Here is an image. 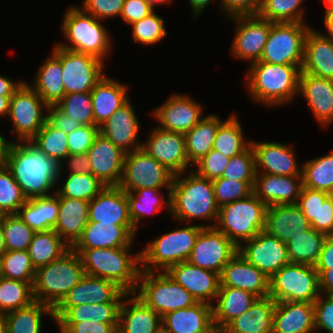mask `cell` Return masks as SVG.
Returning <instances> with one entry per match:
<instances>
[{
	"label": "cell",
	"instance_id": "cell-78",
	"mask_svg": "<svg viewBox=\"0 0 333 333\" xmlns=\"http://www.w3.org/2000/svg\"><path fill=\"white\" fill-rule=\"evenodd\" d=\"M5 252H6V248H5L4 233H3L2 225H0V258Z\"/></svg>",
	"mask_w": 333,
	"mask_h": 333
},
{
	"label": "cell",
	"instance_id": "cell-18",
	"mask_svg": "<svg viewBox=\"0 0 333 333\" xmlns=\"http://www.w3.org/2000/svg\"><path fill=\"white\" fill-rule=\"evenodd\" d=\"M238 251L250 264L269 278L281 267L290 263L286 243L264 230L244 242Z\"/></svg>",
	"mask_w": 333,
	"mask_h": 333
},
{
	"label": "cell",
	"instance_id": "cell-6",
	"mask_svg": "<svg viewBox=\"0 0 333 333\" xmlns=\"http://www.w3.org/2000/svg\"><path fill=\"white\" fill-rule=\"evenodd\" d=\"M101 21L81 8L69 7L61 24L69 44L61 42L56 45L62 49L92 55L104 62L105 57L110 54L113 40Z\"/></svg>",
	"mask_w": 333,
	"mask_h": 333
},
{
	"label": "cell",
	"instance_id": "cell-47",
	"mask_svg": "<svg viewBox=\"0 0 333 333\" xmlns=\"http://www.w3.org/2000/svg\"><path fill=\"white\" fill-rule=\"evenodd\" d=\"M250 145L251 141L248 142L244 138L237 115L233 114L219 125L212 149L232 158L245 151Z\"/></svg>",
	"mask_w": 333,
	"mask_h": 333
},
{
	"label": "cell",
	"instance_id": "cell-15",
	"mask_svg": "<svg viewBox=\"0 0 333 333\" xmlns=\"http://www.w3.org/2000/svg\"><path fill=\"white\" fill-rule=\"evenodd\" d=\"M238 252V247L215 227H203L188 262L221 274L224 266Z\"/></svg>",
	"mask_w": 333,
	"mask_h": 333
},
{
	"label": "cell",
	"instance_id": "cell-69",
	"mask_svg": "<svg viewBox=\"0 0 333 333\" xmlns=\"http://www.w3.org/2000/svg\"><path fill=\"white\" fill-rule=\"evenodd\" d=\"M47 120L64 133H70L81 127L78 122H74L69 115L63 113L56 105L48 106Z\"/></svg>",
	"mask_w": 333,
	"mask_h": 333
},
{
	"label": "cell",
	"instance_id": "cell-3",
	"mask_svg": "<svg viewBox=\"0 0 333 333\" xmlns=\"http://www.w3.org/2000/svg\"><path fill=\"white\" fill-rule=\"evenodd\" d=\"M184 174L185 172L174 175L169 215L180 223L191 224L192 219L198 218L216 223L219 207L215 201L212 180L199 176L195 171Z\"/></svg>",
	"mask_w": 333,
	"mask_h": 333
},
{
	"label": "cell",
	"instance_id": "cell-72",
	"mask_svg": "<svg viewBox=\"0 0 333 333\" xmlns=\"http://www.w3.org/2000/svg\"><path fill=\"white\" fill-rule=\"evenodd\" d=\"M319 274L321 293L333 295V267L330 269H316Z\"/></svg>",
	"mask_w": 333,
	"mask_h": 333
},
{
	"label": "cell",
	"instance_id": "cell-42",
	"mask_svg": "<svg viewBox=\"0 0 333 333\" xmlns=\"http://www.w3.org/2000/svg\"><path fill=\"white\" fill-rule=\"evenodd\" d=\"M222 122L217 115H208L202 117L198 124L184 134L186 154L191 165L212 149L218 127Z\"/></svg>",
	"mask_w": 333,
	"mask_h": 333
},
{
	"label": "cell",
	"instance_id": "cell-60",
	"mask_svg": "<svg viewBox=\"0 0 333 333\" xmlns=\"http://www.w3.org/2000/svg\"><path fill=\"white\" fill-rule=\"evenodd\" d=\"M229 157L215 149H211L205 156L194 164L199 176L214 180L220 178L230 162Z\"/></svg>",
	"mask_w": 333,
	"mask_h": 333
},
{
	"label": "cell",
	"instance_id": "cell-19",
	"mask_svg": "<svg viewBox=\"0 0 333 333\" xmlns=\"http://www.w3.org/2000/svg\"><path fill=\"white\" fill-rule=\"evenodd\" d=\"M202 110L193 98L177 93L153 110L152 115L159 122V128L185 134L200 122Z\"/></svg>",
	"mask_w": 333,
	"mask_h": 333
},
{
	"label": "cell",
	"instance_id": "cell-33",
	"mask_svg": "<svg viewBox=\"0 0 333 333\" xmlns=\"http://www.w3.org/2000/svg\"><path fill=\"white\" fill-rule=\"evenodd\" d=\"M314 304L308 302H276L272 333H313Z\"/></svg>",
	"mask_w": 333,
	"mask_h": 333
},
{
	"label": "cell",
	"instance_id": "cell-59",
	"mask_svg": "<svg viewBox=\"0 0 333 333\" xmlns=\"http://www.w3.org/2000/svg\"><path fill=\"white\" fill-rule=\"evenodd\" d=\"M256 174L255 154L250 145L245 151L230 159L221 178L241 182H255Z\"/></svg>",
	"mask_w": 333,
	"mask_h": 333
},
{
	"label": "cell",
	"instance_id": "cell-75",
	"mask_svg": "<svg viewBox=\"0 0 333 333\" xmlns=\"http://www.w3.org/2000/svg\"><path fill=\"white\" fill-rule=\"evenodd\" d=\"M324 24L326 26L328 34H322L333 42V11H325Z\"/></svg>",
	"mask_w": 333,
	"mask_h": 333
},
{
	"label": "cell",
	"instance_id": "cell-26",
	"mask_svg": "<svg viewBox=\"0 0 333 333\" xmlns=\"http://www.w3.org/2000/svg\"><path fill=\"white\" fill-rule=\"evenodd\" d=\"M137 230L134 225H115L88 221L73 249L118 248L132 246Z\"/></svg>",
	"mask_w": 333,
	"mask_h": 333
},
{
	"label": "cell",
	"instance_id": "cell-35",
	"mask_svg": "<svg viewBox=\"0 0 333 333\" xmlns=\"http://www.w3.org/2000/svg\"><path fill=\"white\" fill-rule=\"evenodd\" d=\"M127 86L104 75L91 91L95 125H103L129 101Z\"/></svg>",
	"mask_w": 333,
	"mask_h": 333
},
{
	"label": "cell",
	"instance_id": "cell-27",
	"mask_svg": "<svg viewBox=\"0 0 333 333\" xmlns=\"http://www.w3.org/2000/svg\"><path fill=\"white\" fill-rule=\"evenodd\" d=\"M298 94L307 100L321 126L328 127L333 122V80L301 72Z\"/></svg>",
	"mask_w": 333,
	"mask_h": 333
},
{
	"label": "cell",
	"instance_id": "cell-37",
	"mask_svg": "<svg viewBox=\"0 0 333 333\" xmlns=\"http://www.w3.org/2000/svg\"><path fill=\"white\" fill-rule=\"evenodd\" d=\"M52 54L38 68L34 85L31 87L48 106L56 105L65 95L62 81L61 48L57 45Z\"/></svg>",
	"mask_w": 333,
	"mask_h": 333
},
{
	"label": "cell",
	"instance_id": "cell-52",
	"mask_svg": "<svg viewBox=\"0 0 333 333\" xmlns=\"http://www.w3.org/2000/svg\"><path fill=\"white\" fill-rule=\"evenodd\" d=\"M0 261L3 277L34 284L36 269L27 250L6 251Z\"/></svg>",
	"mask_w": 333,
	"mask_h": 333
},
{
	"label": "cell",
	"instance_id": "cell-57",
	"mask_svg": "<svg viewBox=\"0 0 333 333\" xmlns=\"http://www.w3.org/2000/svg\"><path fill=\"white\" fill-rule=\"evenodd\" d=\"M212 182L215 201L219 208L223 205L247 198L253 193L255 183L241 182L221 177L212 180Z\"/></svg>",
	"mask_w": 333,
	"mask_h": 333
},
{
	"label": "cell",
	"instance_id": "cell-55",
	"mask_svg": "<svg viewBox=\"0 0 333 333\" xmlns=\"http://www.w3.org/2000/svg\"><path fill=\"white\" fill-rule=\"evenodd\" d=\"M2 229L6 251L27 250L35 234L17 214L5 215Z\"/></svg>",
	"mask_w": 333,
	"mask_h": 333
},
{
	"label": "cell",
	"instance_id": "cell-65",
	"mask_svg": "<svg viewBox=\"0 0 333 333\" xmlns=\"http://www.w3.org/2000/svg\"><path fill=\"white\" fill-rule=\"evenodd\" d=\"M313 304L315 330L323 329L333 333V295L326 294L325 296V294L321 293Z\"/></svg>",
	"mask_w": 333,
	"mask_h": 333
},
{
	"label": "cell",
	"instance_id": "cell-50",
	"mask_svg": "<svg viewBox=\"0 0 333 333\" xmlns=\"http://www.w3.org/2000/svg\"><path fill=\"white\" fill-rule=\"evenodd\" d=\"M35 301L33 285L6 277L0 278V315L25 307Z\"/></svg>",
	"mask_w": 333,
	"mask_h": 333
},
{
	"label": "cell",
	"instance_id": "cell-43",
	"mask_svg": "<svg viewBox=\"0 0 333 333\" xmlns=\"http://www.w3.org/2000/svg\"><path fill=\"white\" fill-rule=\"evenodd\" d=\"M43 315L54 319L53 308L35 300L29 305L3 316L7 324L8 333H41Z\"/></svg>",
	"mask_w": 333,
	"mask_h": 333
},
{
	"label": "cell",
	"instance_id": "cell-74",
	"mask_svg": "<svg viewBox=\"0 0 333 333\" xmlns=\"http://www.w3.org/2000/svg\"><path fill=\"white\" fill-rule=\"evenodd\" d=\"M210 2H212V0H189V4L193 10V18L199 16V14L203 12L204 8L207 7Z\"/></svg>",
	"mask_w": 333,
	"mask_h": 333
},
{
	"label": "cell",
	"instance_id": "cell-77",
	"mask_svg": "<svg viewBox=\"0 0 333 333\" xmlns=\"http://www.w3.org/2000/svg\"><path fill=\"white\" fill-rule=\"evenodd\" d=\"M9 141L6 140L1 134H0V160L3 157V154L5 150L7 149Z\"/></svg>",
	"mask_w": 333,
	"mask_h": 333
},
{
	"label": "cell",
	"instance_id": "cell-4",
	"mask_svg": "<svg viewBox=\"0 0 333 333\" xmlns=\"http://www.w3.org/2000/svg\"><path fill=\"white\" fill-rule=\"evenodd\" d=\"M301 69L296 65L254 62L246 74L248 93L254 102L279 106L298 94Z\"/></svg>",
	"mask_w": 333,
	"mask_h": 333
},
{
	"label": "cell",
	"instance_id": "cell-10",
	"mask_svg": "<svg viewBox=\"0 0 333 333\" xmlns=\"http://www.w3.org/2000/svg\"><path fill=\"white\" fill-rule=\"evenodd\" d=\"M321 295L315 266L289 263L269 278V295L276 302H308Z\"/></svg>",
	"mask_w": 333,
	"mask_h": 333
},
{
	"label": "cell",
	"instance_id": "cell-68",
	"mask_svg": "<svg viewBox=\"0 0 333 333\" xmlns=\"http://www.w3.org/2000/svg\"><path fill=\"white\" fill-rule=\"evenodd\" d=\"M153 11L154 9L146 0H125L120 17L130 25L145 18Z\"/></svg>",
	"mask_w": 333,
	"mask_h": 333
},
{
	"label": "cell",
	"instance_id": "cell-39",
	"mask_svg": "<svg viewBox=\"0 0 333 333\" xmlns=\"http://www.w3.org/2000/svg\"><path fill=\"white\" fill-rule=\"evenodd\" d=\"M258 298L246 290L220 286L216 304L212 305L214 327L222 330L231 320L248 310Z\"/></svg>",
	"mask_w": 333,
	"mask_h": 333
},
{
	"label": "cell",
	"instance_id": "cell-12",
	"mask_svg": "<svg viewBox=\"0 0 333 333\" xmlns=\"http://www.w3.org/2000/svg\"><path fill=\"white\" fill-rule=\"evenodd\" d=\"M48 105L25 81L14 92L9 101L8 118L12 122V133L19 141H30L47 120L44 109Z\"/></svg>",
	"mask_w": 333,
	"mask_h": 333
},
{
	"label": "cell",
	"instance_id": "cell-7",
	"mask_svg": "<svg viewBox=\"0 0 333 333\" xmlns=\"http://www.w3.org/2000/svg\"><path fill=\"white\" fill-rule=\"evenodd\" d=\"M267 205L254 193L247 198L223 205L219 208L215 227L238 248L264 230Z\"/></svg>",
	"mask_w": 333,
	"mask_h": 333
},
{
	"label": "cell",
	"instance_id": "cell-44",
	"mask_svg": "<svg viewBox=\"0 0 333 333\" xmlns=\"http://www.w3.org/2000/svg\"><path fill=\"white\" fill-rule=\"evenodd\" d=\"M71 247L52 229L35 232L28 254L35 269L60 258Z\"/></svg>",
	"mask_w": 333,
	"mask_h": 333
},
{
	"label": "cell",
	"instance_id": "cell-49",
	"mask_svg": "<svg viewBox=\"0 0 333 333\" xmlns=\"http://www.w3.org/2000/svg\"><path fill=\"white\" fill-rule=\"evenodd\" d=\"M67 138V133L46 120L41 130L30 141L48 157L55 159L60 164V172H62L63 160L69 155Z\"/></svg>",
	"mask_w": 333,
	"mask_h": 333
},
{
	"label": "cell",
	"instance_id": "cell-76",
	"mask_svg": "<svg viewBox=\"0 0 333 333\" xmlns=\"http://www.w3.org/2000/svg\"><path fill=\"white\" fill-rule=\"evenodd\" d=\"M10 98L11 96H0V116H8Z\"/></svg>",
	"mask_w": 333,
	"mask_h": 333
},
{
	"label": "cell",
	"instance_id": "cell-38",
	"mask_svg": "<svg viewBox=\"0 0 333 333\" xmlns=\"http://www.w3.org/2000/svg\"><path fill=\"white\" fill-rule=\"evenodd\" d=\"M276 301L270 296L258 298L251 307L231 320L224 333H272Z\"/></svg>",
	"mask_w": 333,
	"mask_h": 333
},
{
	"label": "cell",
	"instance_id": "cell-1",
	"mask_svg": "<svg viewBox=\"0 0 333 333\" xmlns=\"http://www.w3.org/2000/svg\"><path fill=\"white\" fill-rule=\"evenodd\" d=\"M17 142L9 141L1 161L27 199L51 195L50 191L62 176L60 164L31 141Z\"/></svg>",
	"mask_w": 333,
	"mask_h": 333
},
{
	"label": "cell",
	"instance_id": "cell-36",
	"mask_svg": "<svg viewBox=\"0 0 333 333\" xmlns=\"http://www.w3.org/2000/svg\"><path fill=\"white\" fill-rule=\"evenodd\" d=\"M296 205L308 219L310 227L327 236L333 234V200L328 192L302 187Z\"/></svg>",
	"mask_w": 333,
	"mask_h": 333
},
{
	"label": "cell",
	"instance_id": "cell-56",
	"mask_svg": "<svg viewBox=\"0 0 333 333\" xmlns=\"http://www.w3.org/2000/svg\"><path fill=\"white\" fill-rule=\"evenodd\" d=\"M26 200L11 171L0 160V209L6 215L16 214Z\"/></svg>",
	"mask_w": 333,
	"mask_h": 333
},
{
	"label": "cell",
	"instance_id": "cell-17",
	"mask_svg": "<svg viewBox=\"0 0 333 333\" xmlns=\"http://www.w3.org/2000/svg\"><path fill=\"white\" fill-rule=\"evenodd\" d=\"M142 143V149L174 175L187 172L191 164L186 154L183 133L167 131L155 127Z\"/></svg>",
	"mask_w": 333,
	"mask_h": 333
},
{
	"label": "cell",
	"instance_id": "cell-80",
	"mask_svg": "<svg viewBox=\"0 0 333 333\" xmlns=\"http://www.w3.org/2000/svg\"><path fill=\"white\" fill-rule=\"evenodd\" d=\"M0 333H8L7 324L4 316L0 315Z\"/></svg>",
	"mask_w": 333,
	"mask_h": 333
},
{
	"label": "cell",
	"instance_id": "cell-61",
	"mask_svg": "<svg viewBox=\"0 0 333 333\" xmlns=\"http://www.w3.org/2000/svg\"><path fill=\"white\" fill-rule=\"evenodd\" d=\"M122 291L110 280L88 275V300L92 304L112 302Z\"/></svg>",
	"mask_w": 333,
	"mask_h": 333
},
{
	"label": "cell",
	"instance_id": "cell-25",
	"mask_svg": "<svg viewBox=\"0 0 333 333\" xmlns=\"http://www.w3.org/2000/svg\"><path fill=\"white\" fill-rule=\"evenodd\" d=\"M302 187V176L257 173L253 193L267 206L296 204Z\"/></svg>",
	"mask_w": 333,
	"mask_h": 333
},
{
	"label": "cell",
	"instance_id": "cell-22",
	"mask_svg": "<svg viewBox=\"0 0 333 333\" xmlns=\"http://www.w3.org/2000/svg\"><path fill=\"white\" fill-rule=\"evenodd\" d=\"M256 173H267L279 176H302L291 145L279 142H253Z\"/></svg>",
	"mask_w": 333,
	"mask_h": 333
},
{
	"label": "cell",
	"instance_id": "cell-2",
	"mask_svg": "<svg viewBox=\"0 0 333 333\" xmlns=\"http://www.w3.org/2000/svg\"><path fill=\"white\" fill-rule=\"evenodd\" d=\"M130 248L131 246H123L74 250L81 258L85 274L110 280L123 291L133 294L141 272V252L131 254Z\"/></svg>",
	"mask_w": 333,
	"mask_h": 333
},
{
	"label": "cell",
	"instance_id": "cell-45",
	"mask_svg": "<svg viewBox=\"0 0 333 333\" xmlns=\"http://www.w3.org/2000/svg\"><path fill=\"white\" fill-rule=\"evenodd\" d=\"M327 235L310 227L286 243L290 263L315 266Z\"/></svg>",
	"mask_w": 333,
	"mask_h": 333
},
{
	"label": "cell",
	"instance_id": "cell-11",
	"mask_svg": "<svg viewBox=\"0 0 333 333\" xmlns=\"http://www.w3.org/2000/svg\"><path fill=\"white\" fill-rule=\"evenodd\" d=\"M309 29L306 23H273L261 59L257 62L296 65L301 69Z\"/></svg>",
	"mask_w": 333,
	"mask_h": 333
},
{
	"label": "cell",
	"instance_id": "cell-53",
	"mask_svg": "<svg viewBox=\"0 0 333 333\" xmlns=\"http://www.w3.org/2000/svg\"><path fill=\"white\" fill-rule=\"evenodd\" d=\"M106 186L93 175L68 174L64 185L58 187L56 194L59 197L92 200Z\"/></svg>",
	"mask_w": 333,
	"mask_h": 333
},
{
	"label": "cell",
	"instance_id": "cell-62",
	"mask_svg": "<svg viewBox=\"0 0 333 333\" xmlns=\"http://www.w3.org/2000/svg\"><path fill=\"white\" fill-rule=\"evenodd\" d=\"M100 133L99 126L84 125L67 134L69 155L87 153Z\"/></svg>",
	"mask_w": 333,
	"mask_h": 333
},
{
	"label": "cell",
	"instance_id": "cell-34",
	"mask_svg": "<svg viewBox=\"0 0 333 333\" xmlns=\"http://www.w3.org/2000/svg\"><path fill=\"white\" fill-rule=\"evenodd\" d=\"M89 201L59 197V213L53 230L72 247L82 236L88 219Z\"/></svg>",
	"mask_w": 333,
	"mask_h": 333
},
{
	"label": "cell",
	"instance_id": "cell-58",
	"mask_svg": "<svg viewBox=\"0 0 333 333\" xmlns=\"http://www.w3.org/2000/svg\"><path fill=\"white\" fill-rule=\"evenodd\" d=\"M164 23V19L155 14L154 11L145 18L132 23L134 42H139L143 45H152L160 42L168 34Z\"/></svg>",
	"mask_w": 333,
	"mask_h": 333
},
{
	"label": "cell",
	"instance_id": "cell-32",
	"mask_svg": "<svg viewBox=\"0 0 333 333\" xmlns=\"http://www.w3.org/2000/svg\"><path fill=\"white\" fill-rule=\"evenodd\" d=\"M301 72L333 80V42L312 27L305 38Z\"/></svg>",
	"mask_w": 333,
	"mask_h": 333
},
{
	"label": "cell",
	"instance_id": "cell-46",
	"mask_svg": "<svg viewBox=\"0 0 333 333\" xmlns=\"http://www.w3.org/2000/svg\"><path fill=\"white\" fill-rule=\"evenodd\" d=\"M161 190L157 188H141L137 191L126 192L129 203V215L134 228L137 230L140 220L145 218V215L154 214L163 210L166 203V208L170 212V195L167 194V201H164V194L160 197Z\"/></svg>",
	"mask_w": 333,
	"mask_h": 333
},
{
	"label": "cell",
	"instance_id": "cell-29",
	"mask_svg": "<svg viewBox=\"0 0 333 333\" xmlns=\"http://www.w3.org/2000/svg\"><path fill=\"white\" fill-rule=\"evenodd\" d=\"M310 228V223L296 204L267 207L264 231L287 243Z\"/></svg>",
	"mask_w": 333,
	"mask_h": 333
},
{
	"label": "cell",
	"instance_id": "cell-48",
	"mask_svg": "<svg viewBox=\"0 0 333 333\" xmlns=\"http://www.w3.org/2000/svg\"><path fill=\"white\" fill-rule=\"evenodd\" d=\"M303 187L328 192L333 187L332 153L311 159L302 164Z\"/></svg>",
	"mask_w": 333,
	"mask_h": 333
},
{
	"label": "cell",
	"instance_id": "cell-31",
	"mask_svg": "<svg viewBox=\"0 0 333 333\" xmlns=\"http://www.w3.org/2000/svg\"><path fill=\"white\" fill-rule=\"evenodd\" d=\"M162 328L168 333H211L215 329L212 306L198 302L169 312L162 317Z\"/></svg>",
	"mask_w": 333,
	"mask_h": 333
},
{
	"label": "cell",
	"instance_id": "cell-71",
	"mask_svg": "<svg viewBox=\"0 0 333 333\" xmlns=\"http://www.w3.org/2000/svg\"><path fill=\"white\" fill-rule=\"evenodd\" d=\"M333 267V236H327L320 257L315 265L316 269H330Z\"/></svg>",
	"mask_w": 333,
	"mask_h": 333
},
{
	"label": "cell",
	"instance_id": "cell-66",
	"mask_svg": "<svg viewBox=\"0 0 333 333\" xmlns=\"http://www.w3.org/2000/svg\"><path fill=\"white\" fill-rule=\"evenodd\" d=\"M60 333H115L119 323H102L91 320L79 323H56Z\"/></svg>",
	"mask_w": 333,
	"mask_h": 333
},
{
	"label": "cell",
	"instance_id": "cell-23",
	"mask_svg": "<svg viewBox=\"0 0 333 333\" xmlns=\"http://www.w3.org/2000/svg\"><path fill=\"white\" fill-rule=\"evenodd\" d=\"M220 286L246 290L259 298L269 295V277L250 264L239 251L224 266Z\"/></svg>",
	"mask_w": 333,
	"mask_h": 333
},
{
	"label": "cell",
	"instance_id": "cell-16",
	"mask_svg": "<svg viewBox=\"0 0 333 333\" xmlns=\"http://www.w3.org/2000/svg\"><path fill=\"white\" fill-rule=\"evenodd\" d=\"M229 19L237 23L235 37L230 47L232 56L250 63L259 61L274 22L259 15L232 16Z\"/></svg>",
	"mask_w": 333,
	"mask_h": 333
},
{
	"label": "cell",
	"instance_id": "cell-79",
	"mask_svg": "<svg viewBox=\"0 0 333 333\" xmlns=\"http://www.w3.org/2000/svg\"><path fill=\"white\" fill-rule=\"evenodd\" d=\"M147 1V3L154 9V7L158 4H168V3H170L172 0H146Z\"/></svg>",
	"mask_w": 333,
	"mask_h": 333
},
{
	"label": "cell",
	"instance_id": "cell-70",
	"mask_svg": "<svg viewBox=\"0 0 333 333\" xmlns=\"http://www.w3.org/2000/svg\"><path fill=\"white\" fill-rule=\"evenodd\" d=\"M69 174L92 175V165L87 153L68 155L67 158Z\"/></svg>",
	"mask_w": 333,
	"mask_h": 333
},
{
	"label": "cell",
	"instance_id": "cell-51",
	"mask_svg": "<svg viewBox=\"0 0 333 333\" xmlns=\"http://www.w3.org/2000/svg\"><path fill=\"white\" fill-rule=\"evenodd\" d=\"M304 0H262L258 15L274 23H305Z\"/></svg>",
	"mask_w": 333,
	"mask_h": 333
},
{
	"label": "cell",
	"instance_id": "cell-54",
	"mask_svg": "<svg viewBox=\"0 0 333 333\" xmlns=\"http://www.w3.org/2000/svg\"><path fill=\"white\" fill-rule=\"evenodd\" d=\"M56 106L81 126H97L95 125L91 92L66 94Z\"/></svg>",
	"mask_w": 333,
	"mask_h": 333
},
{
	"label": "cell",
	"instance_id": "cell-41",
	"mask_svg": "<svg viewBox=\"0 0 333 333\" xmlns=\"http://www.w3.org/2000/svg\"><path fill=\"white\" fill-rule=\"evenodd\" d=\"M127 295V292L122 291L112 302L72 306L56 322L79 323L94 320L102 323H119L120 306Z\"/></svg>",
	"mask_w": 333,
	"mask_h": 333
},
{
	"label": "cell",
	"instance_id": "cell-24",
	"mask_svg": "<svg viewBox=\"0 0 333 333\" xmlns=\"http://www.w3.org/2000/svg\"><path fill=\"white\" fill-rule=\"evenodd\" d=\"M88 219L90 222L133 225L126 192L119 186H106L89 201Z\"/></svg>",
	"mask_w": 333,
	"mask_h": 333
},
{
	"label": "cell",
	"instance_id": "cell-14",
	"mask_svg": "<svg viewBox=\"0 0 333 333\" xmlns=\"http://www.w3.org/2000/svg\"><path fill=\"white\" fill-rule=\"evenodd\" d=\"M62 81L65 95L91 92L105 75L104 62L92 55L61 48Z\"/></svg>",
	"mask_w": 333,
	"mask_h": 333
},
{
	"label": "cell",
	"instance_id": "cell-9",
	"mask_svg": "<svg viewBox=\"0 0 333 333\" xmlns=\"http://www.w3.org/2000/svg\"><path fill=\"white\" fill-rule=\"evenodd\" d=\"M134 294L161 317L169 312L189 308L198 303L166 271L156 274V272L141 270Z\"/></svg>",
	"mask_w": 333,
	"mask_h": 333
},
{
	"label": "cell",
	"instance_id": "cell-20",
	"mask_svg": "<svg viewBox=\"0 0 333 333\" xmlns=\"http://www.w3.org/2000/svg\"><path fill=\"white\" fill-rule=\"evenodd\" d=\"M87 154L92 165V175L105 186H119L126 152L99 133Z\"/></svg>",
	"mask_w": 333,
	"mask_h": 333
},
{
	"label": "cell",
	"instance_id": "cell-40",
	"mask_svg": "<svg viewBox=\"0 0 333 333\" xmlns=\"http://www.w3.org/2000/svg\"><path fill=\"white\" fill-rule=\"evenodd\" d=\"M55 192L27 199L16 214L35 232L52 230L59 213V196Z\"/></svg>",
	"mask_w": 333,
	"mask_h": 333
},
{
	"label": "cell",
	"instance_id": "cell-13",
	"mask_svg": "<svg viewBox=\"0 0 333 333\" xmlns=\"http://www.w3.org/2000/svg\"><path fill=\"white\" fill-rule=\"evenodd\" d=\"M174 174L156 161L142 148L128 152L124 158V170L119 187L125 192L141 188H167L168 195L172 187Z\"/></svg>",
	"mask_w": 333,
	"mask_h": 333
},
{
	"label": "cell",
	"instance_id": "cell-67",
	"mask_svg": "<svg viewBox=\"0 0 333 333\" xmlns=\"http://www.w3.org/2000/svg\"><path fill=\"white\" fill-rule=\"evenodd\" d=\"M222 10L229 17L258 15L262 0H220Z\"/></svg>",
	"mask_w": 333,
	"mask_h": 333
},
{
	"label": "cell",
	"instance_id": "cell-63",
	"mask_svg": "<svg viewBox=\"0 0 333 333\" xmlns=\"http://www.w3.org/2000/svg\"><path fill=\"white\" fill-rule=\"evenodd\" d=\"M90 303L91 301L88 300V275L85 274L53 309L54 320L57 321L72 306Z\"/></svg>",
	"mask_w": 333,
	"mask_h": 333
},
{
	"label": "cell",
	"instance_id": "cell-30",
	"mask_svg": "<svg viewBox=\"0 0 333 333\" xmlns=\"http://www.w3.org/2000/svg\"><path fill=\"white\" fill-rule=\"evenodd\" d=\"M161 328L162 317L139 297L134 293L124 297L120 306L118 333H157Z\"/></svg>",
	"mask_w": 333,
	"mask_h": 333
},
{
	"label": "cell",
	"instance_id": "cell-28",
	"mask_svg": "<svg viewBox=\"0 0 333 333\" xmlns=\"http://www.w3.org/2000/svg\"><path fill=\"white\" fill-rule=\"evenodd\" d=\"M139 127V120L129 100L100 126V133L128 153L142 148V143L137 141Z\"/></svg>",
	"mask_w": 333,
	"mask_h": 333
},
{
	"label": "cell",
	"instance_id": "cell-21",
	"mask_svg": "<svg viewBox=\"0 0 333 333\" xmlns=\"http://www.w3.org/2000/svg\"><path fill=\"white\" fill-rule=\"evenodd\" d=\"M179 285L184 287L197 302L210 304L216 300L220 287V274L200 268L184 261L166 271Z\"/></svg>",
	"mask_w": 333,
	"mask_h": 333
},
{
	"label": "cell",
	"instance_id": "cell-64",
	"mask_svg": "<svg viewBox=\"0 0 333 333\" xmlns=\"http://www.w3.org/2000/svg\"><path fill=\"white\" fill-rule=\"evenodd\" d=\"M125 0H84L81 9L99 20L120 16Z\"/></svg>",
	"mask_w": 333,
	"mask_h": 333
},
{
	"label": "cell",
	"instance_id": "cell-5",
	"mask_svg": "<svg viewBox=\"0 0 333 333\" xmlns=\"http://www.w3.org/2000/svg\"><path fill=\"white\" fill-rule=\"evenodd\" d=\"M84 275L81 258L71 247L60 258L36 269L34 299L54 309Z\"/></svg>",
	"mask_w": 333,
	"mask_h": 333
},
{
	"label": "cell",
	"instance_id": "cell-8",
	"mask_svg": "<svg viewBox=\"0 0 333 333\" xmlns=\"http://www.w3.org/2000/svg\"><path fill=\"white\" fill-rule=\"evenodd\" d=\"M207 225L189 224L159 236L140 251L141 270L165 272L171 266L187 261L201 229Z\"/></svg>",
	"mask_w": 333,
	"mask_h": 333
},
{
	"label": "cell",
	"instance_id": "cell-73",
	"mask_svg": "<svg viewBox=\"0 0 333 333\" xmlns=\"http://www.w3.org/2000/svg\"><path fill=\"white\" fill-rule=\"evenodd\" d=\"M24 81L14 82L5 76L0 75V96H12Z\"/></svg>",
	"mask_w": 333,
	"mask_h": 333
}]
</instances>
